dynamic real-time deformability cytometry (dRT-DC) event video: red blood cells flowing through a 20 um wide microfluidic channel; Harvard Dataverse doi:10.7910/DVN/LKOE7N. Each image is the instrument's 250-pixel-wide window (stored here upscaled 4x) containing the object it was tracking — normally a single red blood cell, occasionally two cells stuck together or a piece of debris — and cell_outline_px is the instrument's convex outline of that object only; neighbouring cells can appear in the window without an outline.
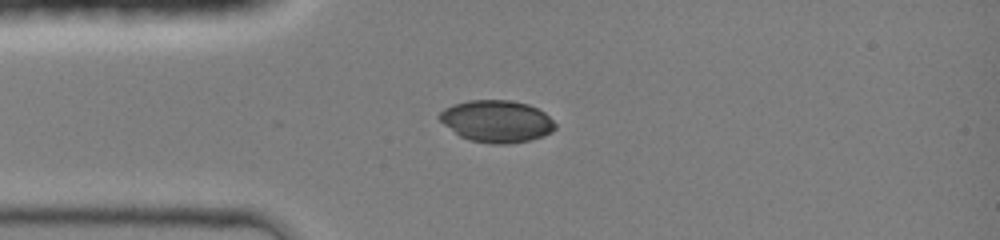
{"species": "common noctule bat (a hibernating species)", "species_latin": "Nyctalus noctula", "temperature_condition": "room temperature", "stored_images_in_passage": 34, "camera_frame_rate_fps": 3000, "um_per_image_px": 0.085, "animal": {"sex": "female", "body_mass_g": 19.0, "forearm_length_mm": 51.5}, "frame": {"image": 1, "passage_image": 1, "time_ms": 0.0, "image_size_px": [1000, 240], "cell_outline_px": [[556, 128], [552, 132], [544, 136], [528, 140], [508, 144], [492, 144], [468, 140], [460, 136], [444, 124], [440, 120], [440, 112], [444, 108], [452, 104], [468, 100], [512, 100], [528, 104], [544, 112], [556, 124]], "centroid_in_image_um": [42.22, 10.3], "position_along_channel_um": 42.8, "area_um2": 28.38}}
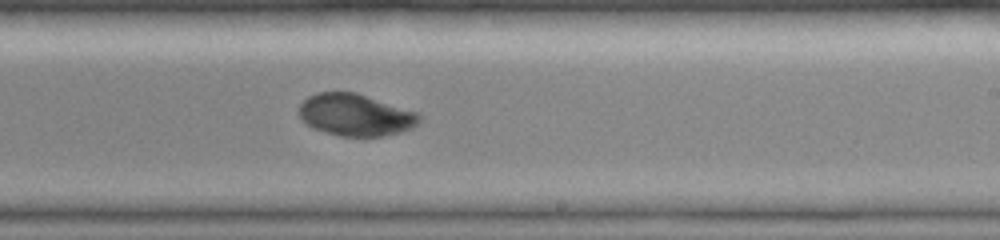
{"frame": {"image": 2, "passage_image": 17, "time_ms": 5.333, "image_size_px": [1000, 240], "cell_outline_px": [[420, 120], [412, 128], [400, 132], [380, 136], [340, 136], [312, 128], [300, 116], [300, 104], [308, 96], [316, 92], [356, 92], [416, 112], [420, 116]], "centroid_in_image_um": [30.2, 9.76], "position_along_channel_um": 258.8, "area_um2": 29.07}}
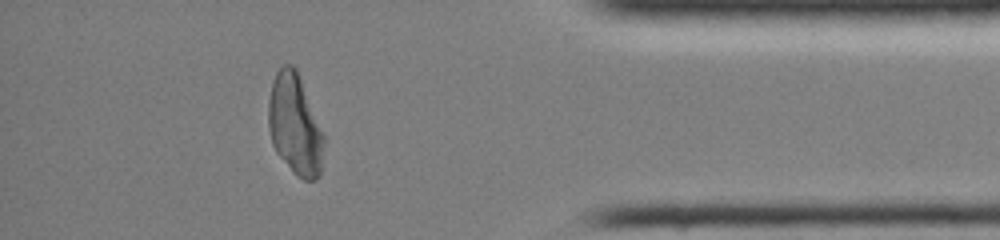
{"frame": {"image": 3, "passage_image": 29, "time_ms": 9.333, "image_size_px": [1000, 240], "cell_outline_px": [[324, 144], [320, 176], [316, 180], [304, 180], [296, 176], [276, 152], [272, 144], [268, 128], [268, 100], [272, 80], [276, 72], [284, 64], [292, 64], [296, 68], [324, 132]], "centroid_in_image_um": [25.07, 10.61], "position_along_channel_um": 410.1, "area_um2": 33.0}}